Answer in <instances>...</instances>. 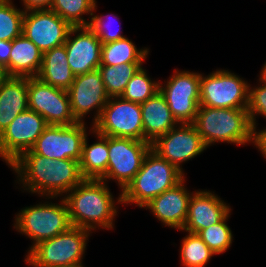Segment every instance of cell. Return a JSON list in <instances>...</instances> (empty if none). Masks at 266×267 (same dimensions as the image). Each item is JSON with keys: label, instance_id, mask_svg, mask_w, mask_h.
<instances>
[{"label": "cell", "instance_id": "1", "mask_svg": "<svg viewBox=\"0 0 266 267\" xmlns=\"http://www.w3.org/2000/svg\"><path fill=\"white\" fill-rule=\"evenodd\" d=\"M9 166L17 175L16 183L21 191L23 189V192L37 194L41 198L54 197L57 200L84 180L79 161L52 160L31 150L23 152Z\"/></svg>", "mask_w": 266, "mask_h": 267}, {"label": "cell", "instance_id": "2", "mask_svg": "<svg viewBox=\"0 0 266 267\" xmlns=\"http://www.w3.org/2000/svg\"><path fill=\"white\" fill-rule=\"evenodd\" d=\"M103 180L84 179L63 198L68 206L72 226L89 231L113 230L118 205H122L121 192L114 196ZM116 201V202H115Z\"/></svg>", "mask_w": 266, "mask_h": 267}, {"label": "cell", "instance_id": "3", "mask_svg": "<svg viewBox=\"0 0 266 267\" xmlns=\"http://www.w3.org/2000/svg\"><path fill=\"white\" fill-rule=\"evenodd\" d=\"M207 148L215 143L237 146L253 143L254 128L247 109L198 106L192 123Z\"/></svg>", "mask_w": 266, "mask_h": 267}, {"label": "cell", "instance_id": "4", "mask_svg": "<svg viewBox=\"0 0 266 267\" xmlns=\"http://www.w3.org/2000/svg\"><path fill=\"white\" fill-rule=\"evenodd\" d=\"M185 175L151 148L141 169L121 192L122 204H135L142 208L150 200L176 186Z\"/></svg>", "mask_w": 266, "mask_h": 267}, {"label": "cell", "instance_id": "5", "mask_svg": "<svg viewBox=\"0 0 266 267\" xmlns=\"http://www.w3.org/2000/svg\"><path fill=\"white\" fill-rule=\"evenodd\" d=\"M44 198L45 202L40 201L39 204L24 207L14 217L13 228L32 240L29 250L39 242L51 239L72 226L64 198L60 197L59 203L51 201L54 197Z\"/></svg>", "mask_w": 266, "mask_h": 267}, {"label": "cell", "instance_id": "6", "mask_svg": "<svg viewBox=\"0 0 266 267\" xmlns=\"http://www.w3.org/2000/svg\"><path fill=\"white\" fill-rule=\"evenodd\" d=\"M92 233L87 229L71 226L28 250L24 262L30 267H65L82 263Z\"/></svg>", "mask_w": 266, "mask_h": 267}, {"label": "cell", "instance_id": "7", "mask_svg": "<svg viewBox=\"0 0 266 267\" xmlns=\"http://www.w3.org/2000/svg\"><path fill=\"white\" fill-rule=\"evenodd\" d=\"M249 84L234 72L216 69L201 73L200 105L210 108L247 109Z\"/></svg>", "mask_w": 266, "mask_h": 267}, {"label": "cell", "instance_id": "8", "mask_svg": "<svg viewBox=\"0 0 266 267\" xmlns=\"http://www.w3.org/2000/svg\"><path fill=\"white\" fill-rule=\"evenodd\" d=\"M200 78L199 72L175 69L165 83L159 82V91L179 124L193 123L196 118L200 105Z\"/></svg>", "mask_w": 266, "mask_h": 267}, {"label": "cell", "instance_id": "9", "mask_svg": "<svg viewBox=\"0 0 266 267\" xmlns=\"http://www.w3.org/2000/svg\"><path fill=\"white\" fill-rule=\"evenodd\" d=\"M152 144L133 138L108 136L109 160L106 175L101 179L116 182L122 192L141 169Z\"/></svg>", "mask_w": 266, "mask_h": 267}, {"label": "cell", "instance_id": "10", "mask_svg": "<svg viewBox=\"0 0 266 267\" xmlns=\"http://www.w3.org/2000/svg\"><path fill=\"white\" fill-rule=\"evenodd\" d=\"M93 130L100 135L143 141V121L139 103L110 97Z\"/></svg>", "mask_w": 266, "mask_h": 267}, {"label": "cell", "instance_id": "11", "mask_svg": "<svg viewBox=\"0 0 266 267\" xmlns=\"http://www.w3.org/2000/svg\"><path fill=\"white\" fill-rule=\"evenodd\" d=\"M86 123L49 125L30 150L52 160L73 159L80 161L84 139L93 129L91 128L93 127L92 124L88 129Z\"/></svg>", "mask_w": 266, "mask_h": 267}, {"label": "cell", "instance_id": "12", "mask_svg": "<svg viewBox=\"0 0 266 267\" xmlns=\"http://www.w3.org/2000/svg\"><path fill=\"white\" fill-rule=\"evenodd\" d=\"M28 109L40 114L48 125H73L67 90L53 87L38 77H28Z\"/></svg>", "mask_w": 266, "mask_h": 267}, {"label": "cell", "instance_id": "13", "mask_svg": "<svg viewBox=\"0 0 266 267\" xmlns=\"http://www.w3.org/2000/svg\"><path fill=\"white\" fill-rule=\"evenodd\" d=\"M37 112L27 109L20 113L0 135V157L9 165L23 152L30 150L48 127Z\"/></svg>", "mask_w": 266, "mask_h": 267}, {"label": "cell", "instance_id": "14", "mask_svg": "<svg viewBox=\"0 0 266 267\" xmlns=\"http://www.w3.org/2000/svg\"><path fill=\"white\" fill-rule=\"evenodd\" d=\"M67 92L72 114L78 122H85L86 115L94 110L92 125L99 119L110 98L98 69L76 75Z\"/></svg>", "mask_w": 266, "mask_h": 267}, {"label": "cell", "instance_id": "15", "mask_svg": "<svg viewBox=\"0 0 266 267\" xmlns=\"http://www.w3.org/2000/svg\"><path fill=\"white\" fill-rule=\"evenodd\" d=\"M152 149L184 173L183 163L200 155L207 147L195 126L183 123L160 136L152 143Z\"/></svg>", "mask_w": 266, "mask_h": 267}, {"label": "cell", "instance_id": "16", "mask_svg": "<svg viewBox=\"0 0 266 267\" xmlns=\"http://www.w3.org/2000/svg\"><path fill=\"white\" fill-rule=\"evenodd\" d=\"M71 28L68 22L50 9L24 12L22 34L42 53L64 45Z\"/></svg>", "mask_w": 266, "mask_h": 267}, {"label": "cell", "instance_id": "17", "mask_svg": "<svg viewBox=\"0 0 266 267\" xmlns=\"http://www.w3.org/2000/svg\"><path fill=\"white\" fill-rule=\"evenodd\" d=\"M64 45L68 64L75 76L100 66L102 43L88 26L72 27Z\"/></svg>", "mask_w": 266, "mask_h": 267}, {"label": "cell", "instance_id": "18", "mask_svg": "<svg viewBox=\"0 0 266 267\" xmlns=\"http://www.w3.org/2000/svg\"><path fill=\"white\" fill-rule=\"evenodd\" d=\"M186 177L176 186L150 200L142 208L148 209L162 225L182 230L188 215L192 194L185 185Z\"/></svg>", "mask_w": 266, "mask_h": 267}, {"label": "cell", "instance_id": "19", "mask_svg": "<svg viewBox=\"0 0 266 267\" xmlns=\"http://www.w3.org/2000/svg\"><path fill=\"white\" fill-rule=\"evenodd\" d=\"M215 192L195 190L189 201L188 215L182 230L197 234L200 230L222 221L232 209Z\"/></svg>", "mask_w": 266, "mask_h": 267}, {"label": "cell", "instance_id": "20", "mask_svg": "<svg viewBox=\"0 0 266 267\" xmlns=\"http://www.w3.org/2000/svg\"><path fill=\"white\" fill-rule=\"evenodd\" d=\"M143 121V141L154 143L179 123L167 105L164 95L158 91L140 104Z\"/></svg>", "mask_w": 266, "mask_h": 267}, {"label": "cell", "instance_id": "21", "mask_svg": "<svg viewBox=\"0 0 266 267\" xmlns=\"http://www.w3.org/2000/svg\"><path fill=\"white\" fill-rule=\"evenodd\" d=\"M28 109V77H10L0 87V135Z\"/></svg>", "mask_w": 266, "mask_h": 267}, {"label": "cell", "instance_id": "22", "mask_svg": "<svg viewBox=\"0 0 266 267\" xmlns=\"http://www.w3.org/2000/svg\"><path fill=\"white\" fill-rule=\"evenodd\" d=\"M43 53L23 34L12 40L9 63L5 66L10 77H37Z\"/></svg>", "mask_w": 266, "mask_h": 267}, {"label": "cell", "instance_id": "23", "mask_svg": "<svg viewBox=\"0 0 266 267\" xmlns=\"http://www.w3.org/2000/svg\"><path fill=\"white\" fill-rule=\"evenodd\" d=\"M37 77L53 87L64 90L70 88L75 75L68 64L65 45L52 48L43 53L42 66Z\"/></svg>", "mask_w": 266, "mask_h": 267}, {"label": "cell", "instance_id": "24", "mask_svg": "<svg viewBox=\"0 0 266 267\" xmlns=\"http://www.w3.org/2000/svg\"><path fill=\"white\" fill-rule=\"evenodd\" d=\"M92 134H95L97 141L89 145L88 135L85 137L79 161L80 170L84 179L101 180L106 175L109 160L108 136L100 135L93 129Z\"/></svg>", "mask_w": 266, "mask_h": 267}, {"label": "cell", "instance_id": "25", "mask_svg": "<svg viewBox=\"0 0 266 267\" xmlns=\"http://www.w3.org/2000/svg\"><path fill=\"white\" fill-rule=\"evenodd\" d=\"M150 49L137 48L127 37L102 44L100 65H119L123 63H143L149 57Z\"/></svg>", "mask_w": 266, "mask_h": 267}, {"label": "cell", "instance_id": "26", "mask_svg": "<svg viewBox=\"0 0 266 267\" xmlns=\"http://www.w3.org/2000/svg\"><path fill=\"white\" fill-rule=\"evenodd\" d=\"M143 63H123L115 66L100 65L98 70L101 73L106 93L109 97H120L130 79L143 66Z\"/></svg>", "mask_w": 266, "mask_h": 267}, {"label": "cell", "instance_id": "27", "mask_svg": "<svg viewBox=\"0 0 266 267\" xmlns=\"http://www.w3.org/2000/svg\"><path fill=\"white\" fill-rule=\"evenodd\" d=\"M96 0H53L50 10L57 13L72 27L88 26ZM83 15L89 16L88 19Z\"/></svg>", "mask_w": 266, "mask_h": 267}, {"label": "cell", "instance_id": "28", "mask_svg": "<svg viewBox=\"0 0 266 267\" xmlns=\"http://www.w3.org/2000/svg\"><path fill=\"white\" fill-rule=\"evenodd\" d=\"M181 241L179 256L183 267H205L215 255L198 234L187 232Z\"/></svg>", "mask_w": 266, "mask_h": 267}, {"label": "cell", "instance_id": "29", "mask_svg": "<svg viewBox=\"0 0 266 267\" xmlns=\"http://www.w3.org/2000/svg\"><path fill=\"white\" fill-rule=\"evenodd\" d=\"M161 80H151L147 70L142 66L130 79L121 97L134 103H144L159 91Z\"/></svg>", "mask_w": 266, "mask_h": 267}, {"label": "cell", "instance_id": "30", "mask_svg": "<svg viewBox=\"0 0 266 267\" xmlns=\"http://www.w3.org/2000/svg\"><path fill=\"white\" fill-rule=\"evenodd\" d=\"M12 0H0V40L12 41L22 35L23 9Z\"/></svg>", "mask_w": 266, "mask_h": 267}, {"label": "cell", "instance_id": "31", "mask_svg": "<svg viewBox=\"0 0 266 267\" xmlns=\"http://www.w3.org/2000/svg\"><path fill=\"white\" fill-rule=\"evenodd\" d=\"M230 215L231 212L222 221L197 233L215 255L225 253L232 246L233 234L227 223Z\"/></svg>", "mask_w": 266, "mask_h": 267}, {"label": "cell", "instance_id": "32", "mask_svg": "<svg viewBox=\"0 0 266 267\" xmlns=\"http://www.w3.org/2000/svg\"><path fill=\"white\" fill-rule=\"evenodd\" d=\"M97 7L98 6L96 1L94 6L95 14L93 13V15L91 16L88 27L96 34L101 43H110L126 37L122 34V29H120L121 25H119V27H116L117 30H113L114 21L115 23L118 22L116 21L118 16L112 13L106 15H98L96 14Z\"/></svg>", "mask_w": 266, "mask_h": 267}, {"label": "cell", "instance_id": "33", "mask_svg": "<svg viewBox=\"0 0 266 267\" xmlns=\"http://www.w3.org/2000/svg\"><path fill=\"white\" fill-rule=\"evenodd\" d=\"M257 85L251 86L249 83L247 112L253 128L258 126V115L266 118V84L259 80Z\"/></svg>", "mask_w": 266, "mask_h": 267}, {"label": "cell", "instance_id": "34", "mask_svg": "<svg viewBox=\"0 0 266 267\" xmlns=\"http://www.w3.org/2000/svg\"><path fill=\"white\" fill-rule=\"evenodd\" d=\"M24 12L33 10H47L51 8L53 0H21Z\"/></svg>", "mask_w": 266, "mask_h": 267}, {"label": "cell", "instance_id": "35", "mask_svg": "<svg viewBox=\"0 0 266 267\" xmlns=\"http://www.w3.org/2000/svg\"><path fill=\"white\" fill-rule=\"evenodd\" d=\"M253 144L254 147L258 148L262 157L266 159V128L261 130L254 128Z\"/></svg>", "mask_w": 266, "mask_h": 267}, {"label": "cell", "instance_id": "36", "mask_svg": "<svg viewBox=\"0 0 266 267\" xmlns=\"http://www.w3.org/2000/svg\"><path fill=\"white\" fill-rule=\"evenodd\" d=\"M12 41L0 40V64L6 66L9 63Z\"/></svg>", "mask_w": 266, "mask_h": 267}, {"label": "cell", "instance_id": "37", "mask_svg": "<svg viewBox=\"0 0 266 267\" xmlns=\"http://www.w3.org/2000/svg\"><path fill=\"white\" fill-rule=\"evenodd\" d=\"M10 78L6 67L0 64V87Z\"/></svg>", "mask_w": 266, "mask_h": 267}, {"label": "cell", "instance_id": "38", "mask_svg": "<svg viewBox=\"0 0 266 267\" xmlns=\"http://www.w3.org/2000/svg\"><path fill=\"white\" fill-rule=\"evenodd\" d=\"M258 80L262 81L264 84H266V62L261 67L260 76L258 75Z\"/></svg>", "mask_w": 266, "mask_h": 267}, {"label": "cell", "instance_id": "39", "mask_svg": "<svg viewBox=\"0 0 266 267\" xmlns=\"http://www.w3.org/2000/svg\"><path fill=\"white\" fill-rule=\"evenodd\" d=\"M65 267H84L83 262L75 265L65 266Z\"/></svg>", "mask_w": 266, "mask_h": 267}]
</instances>
